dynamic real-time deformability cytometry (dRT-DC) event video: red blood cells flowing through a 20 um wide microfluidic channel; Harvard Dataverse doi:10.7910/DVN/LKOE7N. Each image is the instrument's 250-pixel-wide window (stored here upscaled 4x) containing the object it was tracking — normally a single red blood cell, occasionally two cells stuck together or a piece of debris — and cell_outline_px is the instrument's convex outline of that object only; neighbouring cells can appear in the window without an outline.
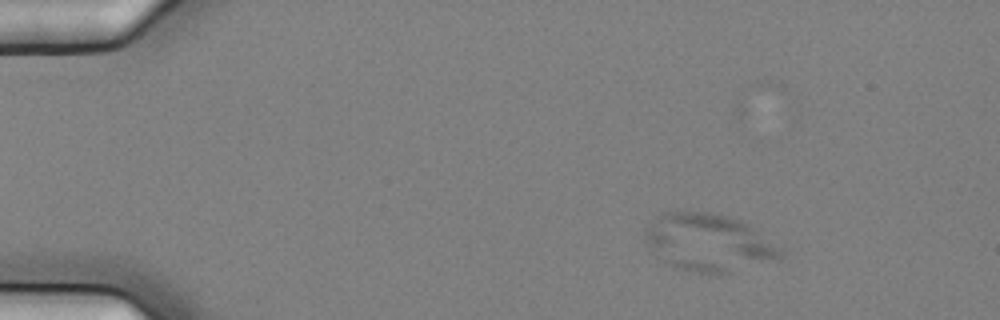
{"species": "common noctule bat (a hibernating species)", "species_latin": "Nyctalus noctula", "temperature_condition": "cold", "stored_images_in_passage": 7, "camera_frame_rate_fps": 3000, "um_per_image_px": 0.085, "animal": {"sex": "female", "body_mass_g": 25.1}, "frame": {"image": 1, "passage_image": 3, "time_ms": 0.667, "image_size_px": [1000, 320], "cell_outline_px": [[784, 256], [724, 272], [696, 272], [676, 268], [656, 256], [648, 244], [644, 236], [644, 228], [664, 212], [712, 212], [728, 216], [740, 220], [752, 228], [780, 248], [784, 252]], "centroid_in_image_um": [60.15, 20.58], "position_along_channel_um": 24.9, "area_um2": 43.99}}
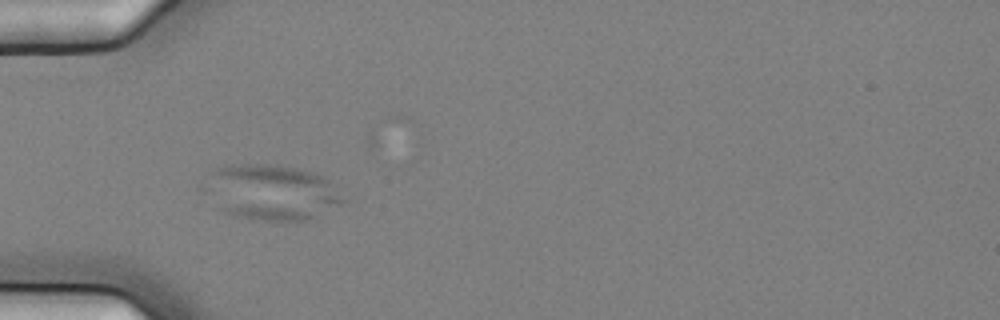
{"frame": {"image": 2, "passage_image": 6, "time_ms": 1.667, "image_size_px": [1000, 320], "cell_outline_px": [[348, 204], [308, 220], [264, 220], [236, 216], [224, 212], [216, 208], [196, 188], [196, 184], [212, 168], [224, 164], [276, 164], [316, 172], [324, 176], [336, 184], [348, 200]], "centroid_in_image_um": [22.98, 16.31], "position_along_channel_um": 62.0, "area_um2": 47.4}}